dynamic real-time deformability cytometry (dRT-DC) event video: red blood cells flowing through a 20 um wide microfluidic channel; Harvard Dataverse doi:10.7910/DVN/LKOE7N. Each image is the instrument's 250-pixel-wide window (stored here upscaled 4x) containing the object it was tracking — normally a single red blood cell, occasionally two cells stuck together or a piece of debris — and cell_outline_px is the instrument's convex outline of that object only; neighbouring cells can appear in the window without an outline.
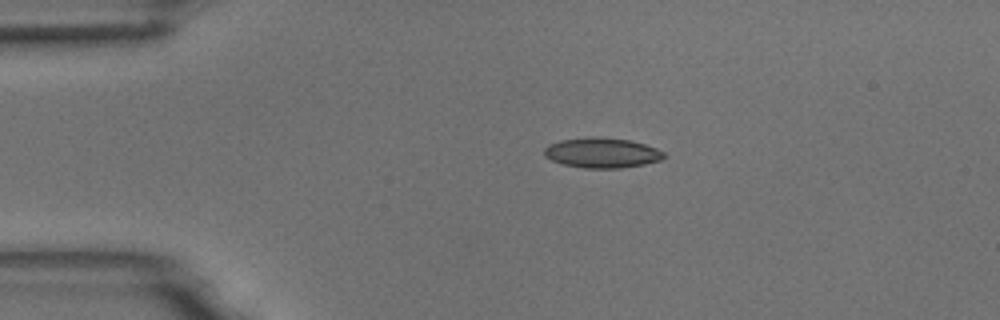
{"species": "common noctule bat (a hibernating species)", "species_latin": "Nyctalus noctula", "temperature_condition": "room temperature", "stored_images_in_passage": 3, "camera_frame_rate_fps": 3000, "um_per_image_px": 0.085, "animal": {"sex": "male", "body_mass_g": 18.8}, "frame": {"image": 1, "passage_image": 2, "time_ms": 0.333, "image_size_px": [1000, 320], "cell_outline_px": [[664, 156], [660, 160], [644, 164], [620, 168], [584, 168], [564, 164], [552, 160], [544, 156], [544, 148], [548, 144], [560, 140], [628, 140], [644, 144], [656, 148], [664, 152]], "centroid_in_image_um": [51.16, 13.04], "position_along_channel_um": 33.8, "area_um2": 19.88}}